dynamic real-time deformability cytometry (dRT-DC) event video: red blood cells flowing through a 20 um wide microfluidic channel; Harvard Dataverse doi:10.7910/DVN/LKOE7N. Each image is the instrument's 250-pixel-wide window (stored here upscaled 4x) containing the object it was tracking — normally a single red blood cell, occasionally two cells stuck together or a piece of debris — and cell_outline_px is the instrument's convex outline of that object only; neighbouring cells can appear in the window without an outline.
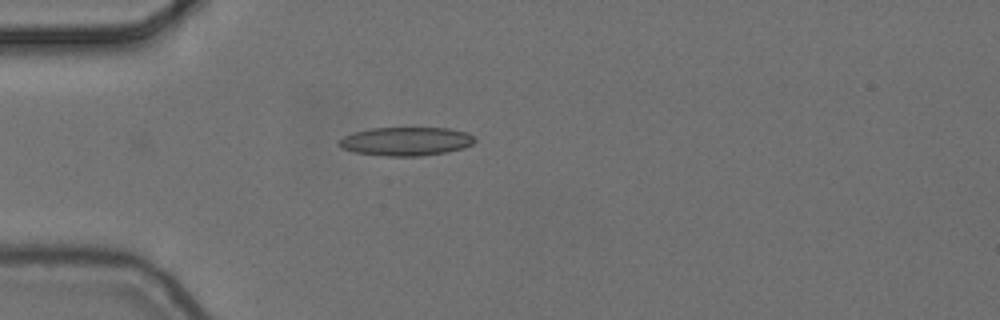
{"species": "common noctule bat (a hibernating species)", "species_latin": "Nyctalus noctula", "temperature_condition": "cold", "stored_images_in_passage": 5, "camera_frame_rate_fps": 3000, "um_per_image_px": 0.085, "animal": {"sex": "female", "body_mass_g": 24.6, "forearm_length_mm": 56.2}, "frame": {"image": 1, "passage_image": 4, "time_ms": 1.0, "image_size_px": [1000, 320], "cell_outline_px": [[476, 140], [472, 144], [464, 148], [448, 152], [420, 156], [384, 156], [356, 152], [340, 148], [336, 144], [336, 140], [352, 132], [372, 128], [448, 128], [468, 132]], "centroid_in_image_um": [34.47, 12.01], "position_along_channel_um": 50.5, "area_um2": 22.89}}